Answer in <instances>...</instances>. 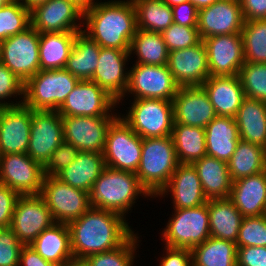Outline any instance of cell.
Listing matches in <instances>:
<instances>
[{
  "mask_svg": "<svg viewBox=\"0 0 266 266\" xmlns=\"http://www.w3.org/2000/svg\"><path fill=\"white\" fill-rule=\"evenodd\" d=\"M192 165L197 171L203 193L208 200L230 197L233 181L226 162L206 155Z\"/></svg>",
  "mask_w": 266,
  "mask_h": 266,
  "instance_id": "29",
  "label": "cell"
},
{
  "mask_svg": "<svg viewBox=\"0 0 266 266\" xmlns=\"http://www.w3.org/2000/svg\"><path fill=\"white\" fill-rule=\"evenodd\" d=\"M0 62H1V42H0Z\"/></svg>",
  "mask_w": 266,
  "mask_h": 266,
  "instance_id": "62",
  "label": "cell"
},
{
  "mask_svg": "<svg viewBox=\"0 0 266 266\" xmlns=\"http://www.w3.org/2000/svg\"><path fill=\"white\" fill-rule=\"evenodd\" d=\"M167 65L180 87L201 86L210 77L202 40L195 46L169 52Z\"/></svg>",
  "mask_w": 266,
  "mask_h": 266,
  "instance_id": "23",
  "label": "cell"
},
{
  "mask_svg": "<svg viewBox=\"0 0 266 266\" xmlns=\"http://www.w3.org/2000/svg\"><path fill=\"white\" fill-rule=\"evenodd\" d=\"M117 116H62L64 141L79 151L103 153L106 134Z\"/></svg>",
  "mask_w": 266,
  "mask_h": 266,
  "instance_id": "16",
  "label": "cell"
},
{
  "mask_svg": "<svg viewBox=\"0 0 266 266\" xmlns=\"http://www.w3.org/2000/svg\"><path fill=\"white\" fill-rule=\"evenodd\" d=\"M235 120L241 140L266 147V102L246 97Z\"/></svg>",
  "mask_w": 266,
  "mask_h": 266,
  "instance_id": "31",
  "label": "cell"
},
{
  "mask_svg": "<svg viewBox=\"0 0 266 266\" xmlns=\"http://www.w3.org/2000/svg\"><path fill=\"white\" fill-rule=\"evenodd\" d=\"M170 189V190H169ZM172 192L174 210L198 207L208 201L192 164H179L160 195Z\"/></svg>",
  "mask_w": 266,
  "mask_h": 266,
  "instance_id": "25",
  "label": "cell"
},
{
  "mask_svg": "<svg viewBox=\"0 0 266 266\" xmlns=\"http://www.w3.org/2000/svg\"><path fill=\"white\" fill-rule=\"evenodd\" d=\"M31 26L41 33L81 32L84 8L74 0H48L30 11ZM78 19V20H77Z\"/></svg>",
  "mask_w": 266,
  "mask_h": 266,
  "instance_id": "15",
  "label": "cell"
},
{
  "mask_svg": "<svg viewBox=\"0 0 266 266\" xmlns=\"http://www.w3.org/2000/svg\"><path fill=\"white\" fill-rule=\"evenodd\" d=\"M101 47L82 31L76 35L64 67L81 80H91L97 66Z\"/></svg>",
  "mask_w": 266,
  "mask_h": 266,
  "instance_id": "33",
  "label": "cell"
},
{
  "mask_svg": "<svg viewBox=\"0 0 266 266\" xmlns=\"http://www.w3.org/2000/svg\"><path fill=\"white\" fill-rule=\"evenodd\" d=\"M138 238L135 233L117 249L90 255L85 260L90 266H133Z\"/></svg>",
  "mask_w": 266,
  "mask_h": 266,
  "instance_id": "43",
  "label": "cell"
},
{
  "mask_svg": "<svg viewBox=\"0 0 266 266\" xmlns=\"http://www.w3.org/2000/svg\"><path fill=\"white\" fill-rule=\"evenodd\" d=\"M201 86L207 93L217 116L235 118L246 98L238 75L210 76Z\"/></svg>",
  "mask_w": 266,
  "mask_h": 266,
  "instance_id": "24",
  "label": "cell"
},
{
  "mask_svg": "<svg viewBox=\"0 0 266 266\" xmlns=\"http://www.w3.org/2000/svg\"><path fill=\"white\" fill-rule=\"evenodd\" d=\"M51 211L55 223L68 224L81 217L90 207L89 193L61 181L44 176L40 194Z\"/></svg>",
  "mask_w": 266,
  "mask_h": 266,
  "instance_id": "9",
  "label": "cell"
},
{
  "mask_svg": "<svg viewBox=\"0 0 266 266\" xmlns=\"http://www.w3.org/2000/svg\"><path fill=\"white\" fill-rule=\"evenodd\" d=\"M128 224L119 213L90 207L67 224L73 258L86 259L122 246L134 234Z\"/></svg>",
  "mask_w": 266,
  "mask_h": 266,
  "instance_id": "1",
  "label": "cell"
},
{
  "mask_svg": "<svg viewBox=\"0 0 266 266\" xmlns=\"http://www.w3.org/2000/svg\"><path fill=\"white\" fill-rule=\"evenodd\" d=\"M31 26L30 11L18 0L0 9V42Z\"/></svg>",
  "mask_w": 266,
  "mask_h": 266,
  "instance_id": "41",
  "label": "cell"
},
{
  "mask_svg": "<svg viewBox=\"0 0 266 266\" xmlns=\"http://www.w3.org/2000/svg\"><path fill=\"white\" fill-rule=\"evenodd\" d=\"M129 52L138 56V64L159 66L168 63L169 51L161 33L137 29Z\"/></svg>",
  "mask_w": 266,
  "mask_h": 266,
  "instance_id": "38",
  "label": "cell"
},
{
  "mask_svg": "<svg viewBox=\"0 0 266 266\" xmlns=\"http://www.w3.org/2000/svg\"><path fill=\"white\" fill-rule=\"evenodd\" d=\"M59 266L46 261L30 245H24L20 252L19 266Z\"/></svg>",
  "mask_w": 266,
  "mask_h": 266,
  "instance_id": "54",
  "label": "cell"
},
{
  "mask_svg": "<svg viewBox=\"0 0 266 266\" xmlns=\"http://www.w3.org/2000/svg\"><path fill=\"white\" fill-rule=\"evenodd\" d=\"M264 154H265V168H266V147L264 148Z\"/></svg>",
  "mask_w": 266,
  "mask_h": 266,
  "instance_id": "61",
  "label": "cell"
},
{
  "mask_svg": "<svg viewBox=\"0 0 266 266\" xmlns=\"http://www.w3.org/2000/svg\"><path fill=\"white\" fill-rule=\"evenodd\" d=\"M166 256L162 257L160 266H192L190 249L166 247Z\"/></svg>",
  "mask_w": 266,
  "mask_h": 266,
  "instance_id": "52",
  "label": "cell"
},
{
  "mask_svg": "<svg viewBox=\"0 0 266 266\" xmlns=\"http://www.w3.org/2000/svg\"><path fill=\"white\" fill-rule=\"evenodd\" d=\"M210 236L236 243L242 214L229 199L208 200Z\"/></svg>",
  "mask_w": 266,
  "mask_h": 266,
  "instance_id": "32",
  "label": "cell"
},
{
  "mask_svg": "<svg viewBox=\"0 0 266 266\" xmlns=\"http://www.w3.org/2000/svg\"><path fill=\"white\" fill-rule=\"evenodd\" d=\"M23 246L10 227L0 228V266H19Z\"/></svg>",
  "mask_w": 266,
  "mask_h": 266,
  "instance_id": "47",
  "label": "cell"
},
{
  "mask_svg": "<svg viewBox=\"0 0 266 266\" xmlns=\"http://www.w3.org/2000/svg\"><path fill=\"white\" fill-rule=\"evenodd\" d=\"M207 156L228 162L240 140L235 118L216 116L205 127Z\"/></svg>",
  "mask_w": 266,
  "mask_h": 266,
  "instance_id": "27",
  "label": "cell"
},
{
  "mask_svg": "<svg viewBox=\"0 0 266 266\" xmlns=\"http://www.w3.org/2000/svg\"><path fill=\"white\" fill-rule=\"evenodd\" d=\"M166 4H168L170 7H173L175 5L187 2L189 0H163Z\"/></svg>",
  "mask_w": 266,
  "mask_h": 266,
  "instance_id": "59",
  "label": "cell"
},
{
  "mask_svg": "<svg viewBox=\"0 0 266 266\" xmlns=\"http://www.w3.org/2000/svg\"><path fill=\"white\" fill-rule=\"evenodd\" d=\"M161 34L169 52L195 46L201 41L197 27L181 26L174 22Z\"/></svg>",
  "mask_w": 266,
  "mask_h": 266,
  "instance_id": "45",
  "label": "cell"
},
{
  "mask_svg": "<svg viewBox=\"0 0 266 266\" xmlns=\"http://www.w3.org/2000/svg\"><path fill=\"white\" fill-rule=\"evenodd\" d=\"M229 199L243 217L264 215L266 205V170L233 181Z\"/></svg>",
  "mask_w": 266,
  "mask_h": 266,
  "instance_id": "26",
  "label": "cell"
},
{
  "mask_svg": "<svg viewBox=\"0 0 266 266\" xmlns=\"http://www.w3.org/2000/svg\"><path fill=\"white\" fill-rule=\"evenodd\" d=\"M244 21L266 19V0H239Z\"/></svg>",
  "mask_w": 266,
  "mask_h": 266,
  "instance_id": "53",
  "label": "cell"
},
{
  "mask_svg": "<svg viewBox=\"0 0 266 266\" xmlns=\"http://www.w3.org/2000/svg\"><path fill=\"white\" fill-rule=\"evenodd\" d=\"M123 119L141 138L172 135L173 102L161 99H134Z\"/></svg>",
  "mask_w": 266,
  "mask_h": 266,
  "instance_id": "7",
  "label": "cell"
},
{
  "mask_svg": "<svg viewBox=\"0 0 266 266\" xmlns=\"http://www.w3.org/2000/svg\"><path fill=\"white\" fill-rule=\"evenodd\" d=\"M14 0H0V9L8 4H10L11 2H13Z\"/></svg>",
  "mask_w": 266,
  "mask_h": 266,
  "instance_id": "60",
  "label": "cell"
},
{
  "mask_svg": "<svg viewBox=\"0 0 266 266\" xmlns=\"http://www.w3.org/2000/svg\"><path fill=\"white\" fill-rule=\"evenodd\" d=\"M64 266H90L85 259H71Z\"/></svg>",
  "mask_w": 266,
  "mask_h": 266,
  "instance_id": "57",
  "label": "cell"
},
{
  "mask_svg": "<svg viewBox=\"0 0 266 266\" xmlns=\"http://www.w3.org/2000/svg\"><path fill=\"white\" fill-rule=\"evenodd\" d=\"M243 24L239 0H220L198 10L197 28L201 40L215 35L241 33Z\"/></svg>",
  "mask_w": 266,
  "mask_h": 266,
  "instance_id": "19",
  "label": "cell"
},
{
  "mask_svg": "<svg viewBox=\"0 0 266 266\" xmlns=\"http://www.w3.org/2000/svg\"><path fill=\"white\" fill-rule=\"evenodd\" d=\"M74 1H76L84 9L87 8V7H90L92 4L95 3L94 0H74Z\"/></svg>",
  "mask_w": 266,
  "mask_h": 266,
  "instance_id": "58",
  "label": "cell"
},
{
  "mask_svg": "<svg viewBox=\"0 0 266 266\" xmlns=\"http://www.w3.org/2000/svg\"><path fill=\"white\" fill-rule=\"evenodd\" d=\"M105 167L103 153L79 151L76 159L55 176L74 188L90 193Z\"/></svg>",
  "mask_w": 266,
  "mask_h": 266,
  "instance_id": "28",
  "label": "cell"
},
{
  "mask_svg": "<svg viewBox=\"0 0 266 266\" xmlns=\"http://www.w3.org/2000/svg\"><path fill=\"white\" fill-rule=\"evenodd\" d=\"M54 223L51 211L40 194L20 195L16 200L10 228L23 245H30Z\"/></svg>",
  "mask_w": 266,
  "mask_h": 266,
  "instance_id": "12",
  "label": "cell"
},
{
  "mask_svg": "<svg viewBox=\"0 0 266 266\" xmlns=\"http://www.w3.org/2000/svg\"><path fill=\"white\" fill-rule=\"evenodd\" d=\"M44 176L43 166L27 153L0 155V184L19 195L41 194Z\"/></svg>",
  "mask_w": 266,
  "mask_h": 266,
  "instance_id": "13",
  "label": "cell"
},
{
  "mask_svg": "<svg viewBox=\"0 0 266 266\" xmlns=\"http://www.w3.org/2000/svg\"><path fill=\"white\" fill-rule=\"evenodd\" d=\"M63 141V121L60 113L32 110L30 140L27 148L30 158L44 166Z\"/></svg>",
  "mask_w": 266,
  "mask_h": 266,
  "instance_id": "14",
  "label": "cell"
},
{
  "mask_svg": "<svg viewBox=\"0 0 266 266\" xmlns=\"http://www.w3.org/2000/svg\"><path fill=\"white\" fill-rule=\"evenodd\" d=\"M19 196L7 185L0 184V228L10 227L16 200Z\"/></svg>",
  "mask_w": 266,
  "mask_h": 266,
  "instance_id": "49",
  "label": "cell"
},
{
  "mask_svg": "<svg viewBox=\"0 0 266 266\" xmlns=\"http://www.w3.org/2000/svg\"><path fill=\"white\" fill-rule=\"evenodd\" d=\"M130 55L129 50L101 47L98 66L91 78L117 103L126 95L129 72L125 71V65Z\"/></svg>",
  "mask_w": 266,
  "mask_h": 266,
  "instance_id": "21",
  "label": "cell"
},
{
  "mask_svg": "<svg viewBox=\"0 0 266 266\" xmlns=\"http://www.w3.org/2000/svg\"><path fill=\"white\" fill-rule=\"evenodd\" d=\"M172 102L174 123L205 128L217 116L202 86L180 87Z\"/></svg>",
  "mask_w": 266,
  "mask_h": 266,
  "instance_id": "22",
  "label": "cell"
},
{
  "mask_svg": "<svg viewBox=\"0 0 266 266\" xmlns=\"http://www.w3.org/2000/svg\"><path fill=\"white\" fill-rule=\"evenodd\" d=\"M32 109L24 104L0 108V155L27 153Z\"/></svg>",
  "mask_w": 266,
  "mask_h": 266,
  "instance_id": "20",
  "label": "cell"
},
{
  "mask_svg": "<svg viewBox=\"0 0 266 266\" xmlns=\"http://www.w3.org/2000/svg\"><path fill=\"white\" fill-rule=\"evenodd\" d=\"M171 136L180 164H192L207 155L205 128L173 123Z\"/></svg>",
  "mask_w": 266,
  "mask_h": 266,
  "instance_id": "35",
  "label": "cell"
},
{
  "mask_svg": "<svg viewBox=\"0 0 266 266\" xmlns=\"http://www.w3.org/2000/svg\"><path fill=\"white\" fill-rule=\"evenodd\" d=\"M30 246L46 261L64 266L73 259L70 232L65 223H54L42 231Z\"/></svg>",
  "mask_w": 266,
  "mask_h": 266,
  "instance_id": "30",
  "label": "cell"
},
{
  "mask_svg": "<svg viewBox=\"0 0 266 266\" xmlns=\"http://www.w3.org/2000/svg\"><path fill=\"white\" fill-rule=\"evenodd\" d=\"M29 11L33 10L37 6L44 4L48 0H18ZM23 1V2H22Z\"/></svg>",
  "mask_w": 266,
  "mask_h": 266,
  "instance_id": "55",
  "label": "cell"
},
{
  "mask_svg": "<svg viewBox=\"0 0 266 266\" xmlns=\"http://www.w3.org/2000/svg\"><path fill=\"white\" fill-rule=\"evenodd\" d=\"M126 92L134 99L173 100L180 86L176 83L168 65L136 63L129 71Z\"/></svg>",
  "mask_w": 266,
  "mask_h": 266,
  "instance_id": "11",
  "label": "cell"
},
{
  "mask_svg": "<svg viewBox=\"0 0 266 266\" xmlns=\"http://www.w3.org/2000/svg\"><path fill=\"white\" fill-rule=\"evenodd\" d=\"M78 33H41L39 39L40 70L64 69Z\"/></svg>",
  "mask_w": 266,
  "mask_h": 266,
  "instance_id": "34",
  "label": "cell"
},
{
  "mask_svg": "<svg viewBox=\"0 0 266 266\" xmlns=\"http://www.w3.org/2000/svg\"><path fill=\"white\" fill-rule=\"evenodd\" d=\"M236 245L266 247V216L243 217Z\"/></svg>",
  "mask_w": 266,
  "mask_h": 266,
  "instance_id": "44",
  "label": "cell"
},
{
  "mask_svg": "<svg viewBox=\"0 0 266 266\" xmlns=\"http://www.w3.org/2000/svg\"><path fill=\"white\" fill-rule=\"evenodd\" d=\"M192 266H237V245L209 237L191 249Z\"/></svg>",
  "mask_w": 266,
  "mask_h": 266,
  "instance_id": "36",
  "label": "cell"
},
{
  "mask_svg": "<svg viewBox=\"0 0 266 266\" xmlns=\"http://www.w3.org/2000/svg\"><path fill=\"white\" fill-rule=\"evenodd\" d=\"M241 34L245 62L266 63V19L244 21Z\"/></svg>",
  "mask_w": 266,
  "mask_h": 266,
  "instance_id": "40",
  "label": "cell"
},
{
  "mask_svg": "<svg viewBox=\"0 0 266 266\" xmlns=\"http://www.w3.org/2000/svg\"><path fill=\"white\" fill-rule=\"evenodd\" d=\"M210 76H234L245 63L241 33L215 35L202 40Z\"/></svg>",
  "mask_w": 266,
  "mask_h": 266,
  "instance_id": "17",
  "label": "cell"
},
{
  "mask_svg": "<svg viewBox=\"0 0 266 266\" xmlns=\"http://www.w3.org/2000/svg\"><path fill=\"white\" fill-rule=\"evenodd\" d=\"M117 104L98 84L81 80L57 111L61 116H117L109 113Z\"/></svg>",
  "mask_w": 266,
  "mask_h": 266,
  "instance_id": "18",
  "label": "cell"
},
{
  "mask_svg": "<svg viewBox=\"0 0 266 266\" xmlns=\"http://www.w3.org/2000/svg\"><path fill=\"white\" fill-rule=\"evenodd\" d=\"M40 33L32 26L1 41V63L24 83L40 71Z\"/></svg>",
  "mask_w": 266,
  "mask_h": 266,
  "instance_id": "10",
  "label": "cell"
},
{
  "mask_svg": "<svg viewBox=\"0 0 266 266\" xmlns=\"http://www.w3.org/2000/svg\"><path fill=\"white\" fill-rule=\"evenodd\" d=\"M163 231L165 247L192 249L210 237L208 201L198 207L175 209Z\"/></svg>",
  "mask_w": 266,
  "mask_h": 266,
  "instance_id": "6",
  "label": "cell"
},
{
  "mask_svg": "<svg viewBox=\"0 0 266 266\" xmlns=\"http://www.w3.org/2000/svg\"><path fill=\"white\" fill-rule=\"evenodd\" d=\"M78 153L79 150L73 144L63 141L43 166L45 175L55 176L63 168L68 167L76 159Z\"/></svg>",
  "mask_w": 266,
  "mask_h": 266,
  "instance_id": "48",
  "label": "cell"
},
{
  "mask_svg": "<svg viewBox=\"0 0 266 266\" xmlns=\"http://www.w3.org/2000/svg\"><path fill=\"white\" fill-rule=\"evenodd\" d=\"M198 10L206 8L220 0H189Z\"/></svg>",
  "mask_w": 266,
  "mask_h": 266,
  "instance_id": "56",
  "label": "cell"
},
{
  "mask_svg": "<svg viewBox=\"0 0 266 266\" xmlns=\"http://www.w3.org/2000/svg\"><path fill=\"white\" fill-rule=\"evenodd\" d=\"M137 28L162 33L173 23L171 7L163 0H132Z\"/></svg>",
  "mask_w": 266,
  "mask_h": 266,
  "instance_id": "39",
  "label": "cell"
},
{
  "mask_svg": "<svg viewBox=\"0 0 266 266\" xmlns=\"http://www.w3.org/2000/svg\"><path fill=\"white\" fill-rule=\"evenodd\" d=\"M24 85L25 83L14 73H12L4 64L0 62V100L11 98L12 95L17 97L21 95L24 99ZM0 108L13 107L23 104V101L17 103L1 102Z\"/></svg>",
  "mask_w": 266,
  "mask_h": 266,
  "instance_id": "46",
  "label": "cell"
},
{
  "mask_svg": "<svg viewBox=\"0 0 266 266\" xmlns=\"http://www.w3.org/2000/svg\"><path fill=\"white\" fill-rule=\"evenodd\" d=\"M172 136L142 138V152L136 175L150 196H158L179 165Z\"/></svg>",
  "mask_w": 266,
  "mask_h": 266,
  "instance_id": "4",
  "label": "cell"
},
{
  "mask_svg": "<svg viewBox=\"0 0 266 266\" xmlns=\"http://www.w3.org/2000/svg\"><path fill=\"white\" fill-rule=\"evenodd\" d=\"M173 22L181 26L197 27L198 9L190 2L171 7Z\"/></svg>",
  "mask_w": 266,
  "mask_h": 266,
  "instance_id": "51",
  "label": "cell"
},
{
  "mask_svg": "<svg viewBox=\"0 0 266 266\" xmlns=\"http://www.w3.org/2000/svg\"><path fill=\"white\" fill-rule=\"evenodd\" d=\"M238 76L247 98L266 102V63L245 62Z\"/></svg>",
  "mask_w": 266,
  "mask_h": 266,
  "instance_id": "42",
  "label": "cell"
},
{
  "mask_svg": "<svg viewBox=\"0 0 266 266\" xmlns=\"http://www.w3.org/2000/svg\"><path fill=\"white\" fill-rule=\"evenodd\" d=\"M237 266H266V247H237Z\"/></svg>",
  "mask_w": 266,
  "mask_h": 266,
  "instance_id": "50",
  "label": "cell"
},
{
  "mask_svg": "<svg viewBox=\"0 0 266 266\" xmlns=\"http://www.w3.org/2000/svg\"><path fill=\"white\" fill-rule=\"evenodd\" d=\"M82 21L83 26L86 23L87 27V31L84 29L82 32L104 48L130 50L132 38L138 29L132 0L96 1L84 9Z\"/></svg>",
  "mask_w": 266,
  "mask_h": 266,
  "instance_id": "2",
  "label": "cell"
},
{
  "mask_svg": "<svg viewBox=\"0 0 266 266\" xmlns=\"http://www.w3.org/2000/svg\"><path fill=\"white\" fill-rule=\"evenodd\" d=\"M142 152V138L118 117L106 134L103 157L105 166L122 171H137Z\"/></svg>",
  "mask_w": 266,
  "mask_h": 266,
  "instance_id": "8",
  "label": "cell"
},
{
  "mask_svg": "<svg viewBox=\"0 0 266 266\" xmlns=\"http://www.w3.org/2000/svg\"><path fill=\"white\" fill-rule=\"evenodd\" d=\"M79 81L65 69L40 70L25 82L23 104L32 110L57 111Z\"/></svg>",
  "mask_w": 266,
  "mask_h": 266,
  "instance_id": "5",
  "label": "cell"
},
{
  "mask_svg": "<svg viewBox=\"0 0 266 266\" xmlns=\"http://www.w3.org/2000/svg\"><path fill=\"white\" fill-rule=\"evenodd\" d=\"M138 194L151 197L135 172L105 167L89 193L91 207L110 210L122 216L134 205Z\"/></svg>",
  "mask_w": 266,
  "mask_h": 266,
  "instance_id": "3",
  "label": "cell"
},
{
  "mask_svg": "<svg viewBox=\"0 0 266 266\" xmlns=\"http://www.w3.org/2000/svg\"><path fill=\"white\" fill-rule=\"evenodd\" d=\"M227 165L232 181L261 173L266 170L264 148L240 139Z\"/></svg>",
  "mask_w": 266,
  "mask_h": 266,
  "instance_id": "37",
  "label": "cell"
}]
</instances>
